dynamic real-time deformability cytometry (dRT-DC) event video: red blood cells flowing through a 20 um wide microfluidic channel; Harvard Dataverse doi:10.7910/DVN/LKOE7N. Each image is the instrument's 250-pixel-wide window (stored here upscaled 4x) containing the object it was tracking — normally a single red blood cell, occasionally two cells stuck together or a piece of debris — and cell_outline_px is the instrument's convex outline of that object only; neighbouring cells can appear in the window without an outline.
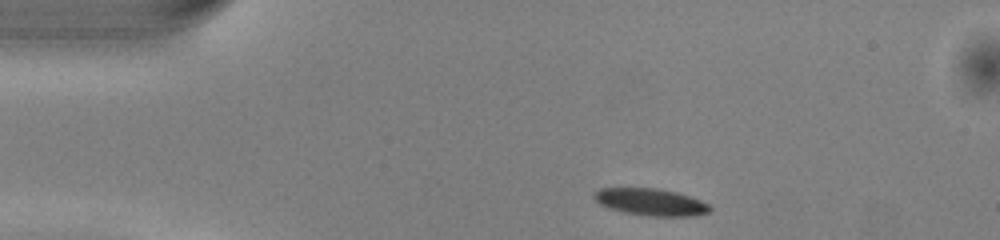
{"species": "common noctule bat (a hibernating species)", "species_latin": "Nyctalus noctula", "temperature_condition": "warm", "stored_images_in_passage": 42, "camera_frame_rate_fps": 3000, "um_per_image_px": 0.085, "animal": {"sex": "male", "body_mass_g": 13.0, "forearm_length_mm": 53.1}, "frame": {"image": 1, "passage_image": 1, "time_ms": 0.0, "image_size_px": [1000, 240], "cell_outline_px": [[712, 208], [708, 212], [696, 216], [656, 216], [628, 212], [612, 208], [600, 204], [592, 196], [600, 188], [656, 188], [676, 192], [700, 200], [708, 204]], "centroid_in_image_um": [55.35, 17.16], "position_along_channel_um": 29.7, "area_um2": 17.8}}
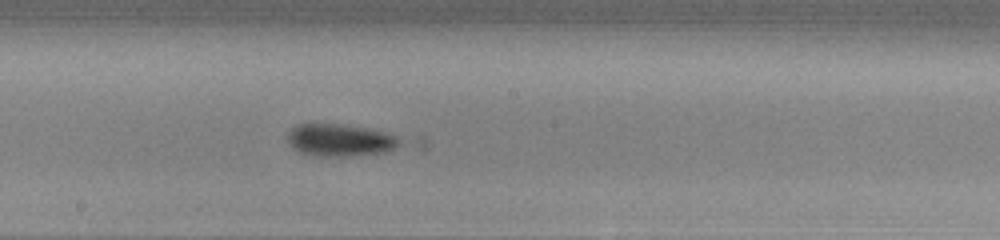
{"frame": {"image": 2, "passage_image": 19, "time_ms": 6.0, "image_size_px": [1000, 240], "cell_outline_px": [[400, 144], [384, 152], [344, 156], [312, 156], [300, 152], [292, 148], [288, 144], [288, 132], [296, 124], [312, 120], [344, 124], [384, 132], [396, 136], [400, 140]], "centroid_in_image_um": [28.77, 11.86], "position_along_channel_um": 219.4, "area_um2": 21.62}}
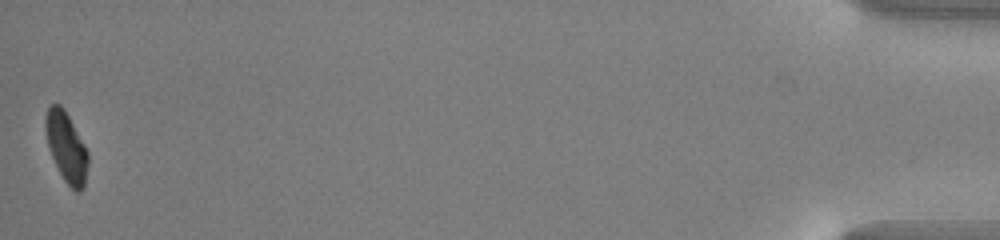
{"frame": {"image": 3, "passage_image": 42, "time_ms": 13.667, "image_size_px": [1000, 240], "cell_outline_px": [[88, 164], [84, 188], [80, 192], [76, 192], [64, 180], [48, 148], [44, 128], [44, 116], [48, 104], [60, 104], [64, 108], [84, 144], [88, 152]], "centroid_in_image_um": [5.62, 12.47], "position_along_channel_um": 429.6, "area_um2": 17.46}, "authors_computed_cell_mechanics": {"area_um2": 19.2185, "velocity_mm_per_s": 4.0533, "shape_relaxation_time_tau1_ms": 2.2405, "shape_relaxation_time_tau2_ms": 4.4519, "deformation_change_tau1": 0.1177, "deformation_change_tau2": 0.0886}}